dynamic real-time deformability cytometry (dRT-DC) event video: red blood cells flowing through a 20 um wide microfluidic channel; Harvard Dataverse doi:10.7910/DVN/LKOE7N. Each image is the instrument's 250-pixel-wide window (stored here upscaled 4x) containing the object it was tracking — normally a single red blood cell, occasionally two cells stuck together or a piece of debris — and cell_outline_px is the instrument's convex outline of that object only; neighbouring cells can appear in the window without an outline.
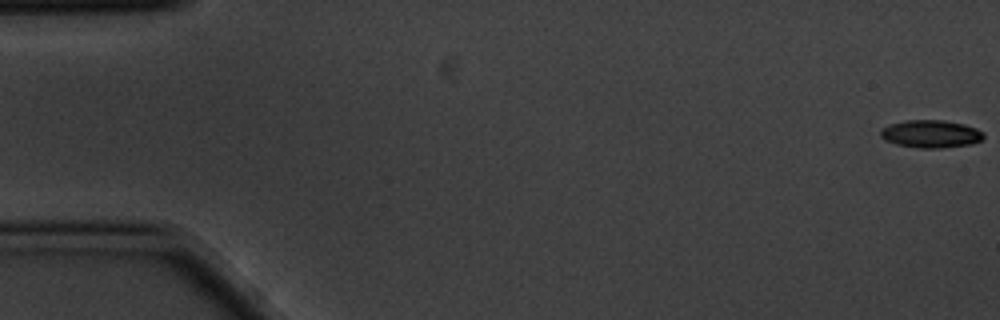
{"species": "common noctule bat (a hibernating species)", "species_latin": "Nyctalus noctula", "temperature_condition": "cold", "stored_images_in_passage": 4, "camera_frame_rate_fps": 3000, "um_per_image_px": 0.085, "animal": {"sex": "male", "body_mass_g": 20.1, "forearm_length_mm": 53.5}, "frame": {"image": 1, "passage_image": 1, "time_ms": 0.0, "image_size_px": [1000, 320], "cell_outline_px": [[984, 136], [980, 140], [972, 144], [940, 148], [920, 148], [896, 144], [884, 140], [880, 136], [880, 132], [884, 128], [892, 124], [908, 120], [944, 120], [964, 124], [976, 128], [984, 132]], "centroid_in_image_um": [79.15, 11.38], "position_along_channel_um": 5.9, "area_um2": 16.53}}